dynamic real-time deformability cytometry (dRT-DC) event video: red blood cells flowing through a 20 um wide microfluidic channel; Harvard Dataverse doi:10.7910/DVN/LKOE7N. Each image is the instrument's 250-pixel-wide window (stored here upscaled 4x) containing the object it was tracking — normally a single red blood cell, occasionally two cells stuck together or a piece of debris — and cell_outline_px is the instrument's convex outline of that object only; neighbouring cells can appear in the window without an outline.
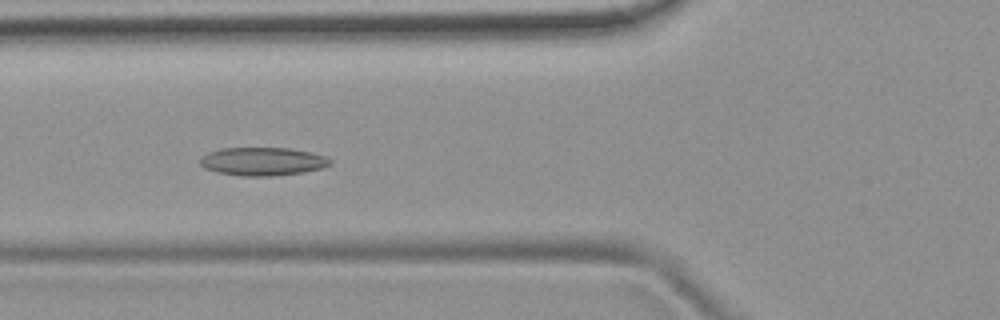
{"species": "common noctule bat (a hibernating species)", "species_latin": "Nyctalus noctula", "temperature_condition": "room temperature", "stored_images_in_passage": 8, "camera_frame_rate_fps": 3000, "um_per_image_px": 0.085, "animal": {"sex": "female", "body_mass_g": 19.9}, "frame": {"image": 1, "passage_image": 6, "time_ms": 6.0, "image_size_px": [1000, 320], "cell_outline_px": [[332, 164], [324, 168], [304, 172], [276, 176], [240, 176], [216, 172], [204, 168], [200, 164], [200, 156], [208, 152], [220, 148], [288, 148], [308, 152], [324, 156], [332, 160]], "centroid_in_image_um": [22.3, 13.73], "position_along_channel_um": 103.5, "area_um2": 21.62}}
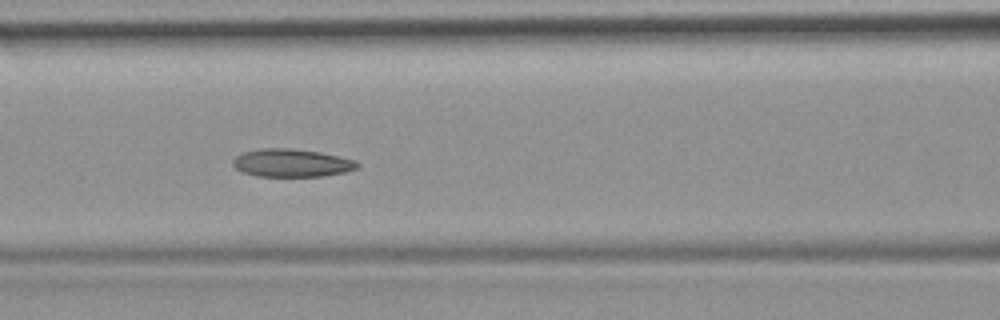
{"frame": {"image": 2, "passage_image": 7, "time_ms": 7.0, "image_size_px": [1000, 320], "cell_outline_px": [[360, 164], [356, 168], [344, 172], [324, 176], [256, 176], [244, 172], [236, 168], [232, 164], [232, 160], [236, 156], [244, 152], [260, 148], [288, 148], [320, 152], [340, 156], [356, 160]], "centroid_in_image_um": [24.8, 13.84], "position_along_channel_um": 141.8, "area_um2": 20.23}}
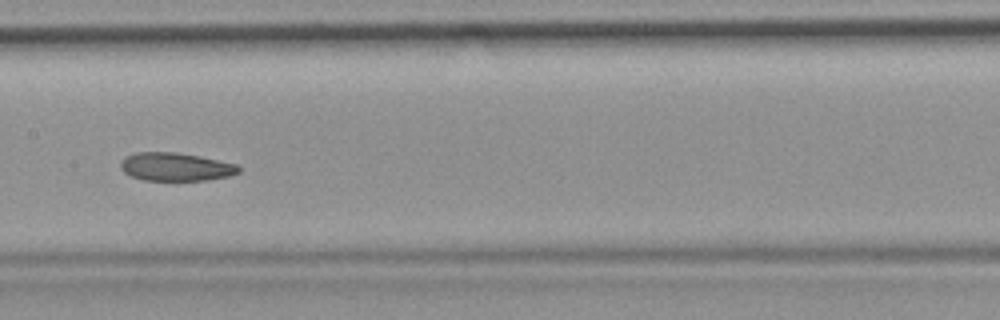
{"frame": {"image": 3, "passage_image": 8, "time_ms": 8.333, "image_size_px": [1000, 320], "cell_outline_px": [[240, 172], [228, 176], [204, 180], [144, 180], [132, 176], [124, 172], [120, 168], [120, 164], [124, 156], [136, 152], [176, 152], [200, 156], [236, 164], [240, 168]], "centroid_in_image_um": [14.9, 14.17], "position_along_channel_um": 192.5, "area_um2": 19.36}}